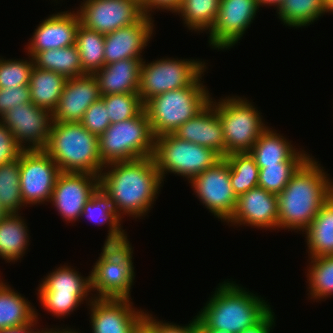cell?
Returning a JSON list of instances; mask_svg holds the SVG:
<instances>
[{
    "mask_svg": "<svg viewBox=\"0 0 333 333\" xmlns=\"http://www.w3.org/2000/svg\"><path fill=\"white\" fill-rule=\"evenodd\" d=\"M39 314L36 313V317L28 324L19 327H12L5 330H0V333H36L39 329L37 324H39L38 318Z\"/></svg>",
    "mask_w": 333,
    "mask_h": 333,
    "instance_id": "obj_47",
    "label": "cell"
},
{
    "mask_svg": "<svg viewBox=\"0 0 333 333\" xmlns=\"http://www.w3.org/2000/svg\"><path fill=\"white\" fill-rule=\"evenodd\" d=\"M36 290L44 310L58 318L70 316L84 300L89 305L94 299L91 293V272L83 277L81 272L79 274V271L68 264L60 265L48 273Z\"/></svg>",
    "mask_w": 333,
    "mask_h": 333,
    "instance_id": "obj_10",
    "label": "cell"
},
{
    "mask_svg": "<svg viewBox=\"0 0 333 333\" xmlns=\"http://www.w3.org/2000/svg\"><path fill=\"white\" fill-rule=\"evenodd\" d=\"M229 226H248L264 230H278V197L256 187L237 198V206Z\"/></svg>",
    "mask_w": 333,
    "mask_h": 333,
    "instance_id": "obj_19",
    "label": "cell"
},
{
    "mask_svg": "<svg viewBox=\"0 0 333 333\" xmlns=\"http://www.w3.org/2000/svg\"><path fill=\"white\" fill-rule=\"evenodd\" d=\"M283 1L284 0H258L260 7L274 6V10L275 9L277 10L279 8V6L283 3Z\"/></svg>",
    "mask_w": 333,
    "mask_h": 333,
    "instance_id": "obj_49",
    "label": "cell"
},
{
    "mask_svg": "<svg viewBox=\"0 0 333 333\" xmlns=\"http://www.w3.org/2000/svg\"><path fill=\"white\" fill-rule=\"evenodd\" d=\"M276 13L283 25L302 29L326 14V4L325 0H284Z\"/></svg>",
    "mask_w": 333,
    "mask_h": 333,
    "instance_id": "obj_32",
    "label": "cell"
},
{
    "mask_svg": "<svg viewBox=\"0 0 333 333\" xmlns=\"http://www.w3.org/2000/svg\"><path fill=\"white\" fill-rule=\"evenodd\" d=\"M50 333H80V331L76 329H71L70 327L63 328L62 326L55 328H46Z\"/></svg>",
    "mask_w": 333,
    "mask_h": 333,
    "instance_id": "obj_50",
    "label": "cell"
},
{
    "mask_svg": "<svg viewBox=\"0 0 333 333\" xmlns=\"http://www.w3.org/2000/svg\"><path fill=\"white\" fill-rule=\"evenodd\" d=\"M152 157L163 184L169 173L185 177L189 183L222 159L213 149L182 140L173 133L155 137Z\"/></svg>",
    "mask_w": 333,
    "mask_h": 333,
    "instance_id": "obj_9",
    "label": "cell"
},
{
    "mask_svg": "<svg viewBox=\"0 0 333 333\" xmlns=\"http://www.w3.org/2000/svg\"><path fill=\"white\" fill-rule=\"evenodd\" d=\"M7 283L0 278V330L28 324L37 313L36 307Z\"/></svg>",
    "mask_w": 333,
    "mask_h": 333,
    "instance_id": "obj_29",
    "label": "cell"
},
{
    "mask_svg": "<svg viewBox=\"0 0 333 333\" xmlns=\"http://www.w3.org/2000/svg\"><path fill=\"white\" fill-rule=\"evenodd\" d=\"M154 18L144 15L137 23L105 35V65L126 58H143L142 52L153 38Z\"/></svg>",
    "mask_w": 333,
    "mask_h": 333,
    "instance_id": "obj_20",
    "label": "cell"
},
{
    "mask_svg": "<svg viewBox=\"0 0 333 333\" xmlns=\"http://www.w3.org/2000/svg\"><path fill=\"white\" fill-rule=\"evenodd\" d=\"M8 214L7 211L0 205V221Z\"/></svg>",
    "mask_w": 333,
    "mask_h": 333,
    "instance_id": "obj_53",
    "label": "cell"
},
{
    "mask_svg": "<svg viewBox=\"0 0 333 333\" xmlns=\"http://www.w3.org/2000/svg\"><path fill=\"white\" fill-rule=\"evenodd\" d=\"M88 306L92 333H131L146 312L130 299L94 298Z\"/></svg>",
    "mask_w": 333,
    "mask_h": 333,
    "instance_id": "obj_18",
    "label": "cell"
},
{
    "mask_svg": "<svg viewBox=\"0 0 333 333\" xmlns=\"http://www.w3.org/2000/svg\"><path fill=\"white\" fill-rule=\"evenodd\" d=\"M326 13L333 14V0H325Z\"/></svg>",
    "mask_w": 333,
    "mask_h": 333,
    "instance_id": "obj_51",
    "label": "cell"
},
{
    "mask_svg": "<svg viewBox=\"0 0 333 333\" xmlns=\"http://www.w3.org/2000/svg\"><path fill=\"white\" fill-rule=\"evenodd\" d=\"M282 135L270 126L262 132L249 151L258 167L279 163H304L311 156L305 150L293 147L292 142Z\"/></svg>",
    "mask_w": 333,
    "mask_h": 333,
    "instance_id": "obj_24",
    "label": "cell"
},
{
    "mask_svg": "<svg viewBox=\"0 0 333 333\" xmlns=\"http://www.w3.org/2000/svg\"><path fill=\"white\" fill-rule=\"evenodd\" d=\"M258 0H220L215 24L208 33V44L219 51L233 48L255 20Z\"/></svg>",
    "mask_w": 333,
    "mask_h": 333,
    "instance_id": "obj_15",
    "label": "cell"
},
{
    "mask_svg": "<svg viewBox=\"0 0 333 333\" xmlns=\"http://www.w3.org/2000/svg\"><path fill=\"white\" fill-rule=\"evenodd\" d=\"M100 98V89L93 74L67 78L53 112V121L80 122L84 112Z\"/></svg>",
    "mask_w": 333,
    "mask_h": 333,
    "instance_id": "obj_22",
    "label": "cell"
},
{
    "mask_svg": "<svg viewBox=\"0 0 333 333\" xmlns=\"http://www.w3.org/2000/svg\"><path fill=\"white\" fill-rule=\"evenodd\" d=\"M75 9L81 25L101 34L137 23L145 14L140 0H83Z\"/></svg>",
    "mask_w": 333,
    "mask_h": 333,
    "instance_id": "obj_14",
    "label": "cell"
},
{
    "mask_svg": "<svg viewBox=\"0 0 333 333\" xmlns=\"http://www.w3.org/2000/svg\"><path fill=\"white\" fill-rule=\"evenodd\" d=\"M27 54L33 58L35 67L60 73L66 78L87 74L82 69L76 45L40 52H27Z\"/></svg>",
    "mask_w": 333,
    "mask_h": 333,
    "instance_id": "obj_31",
    "label": "cell"
},
{
    "mask_svg": "<svg viewBox=\"0 0 333 333\" xmlns=\"http://www.w3.org/2000/svg\"><path fill=\"white\" fill-rule=\"evenodd\" d=\"M307 283L308 299L325 301L333 295V255L308 258Z\"/></svg>",
    "mask_w": 333,
    "mask_h": 333,
    "instance_id": "obj_34",
    "label": "cell"
},
{
    "mask_svg": "<svg viewBox=\"0 0 333 333\" xmlns=\"http://www.w3.org/2000/svg\"><path fill=\"white\" fill-rule=\"evenodd\" d=\"M111 124L138 116L144 110L138 93H117L101 96Z\"/></svg>",
    "mask_w": 333,
    "mask_h": 333,
    "instance_id": "obj_38",
    "label": "cell"
},
{
    "mask_svg": "<svg viewBox=\"0 0 333 333\" xmlns=\"http://www.w3.org/2000/svg\"><path fill=\"white\" fill-rule=\"evenodd\" d=\"M36 333H50L46 328H41Z\"/></svg>",
    "mask_w": 333,
    "mask_h": 333,
    "instance_id": "obj_54",
    "label": "cell"
},
{
    "mask_svg": "<svg viewBox=\"0 0 333 333\" xmlns=\"http://www.w3.org/2000/svg\"><path fill=\"white\" fill-rule=\"evenodd\" d=\"M131 333H156L155 325L144 316L133 328Z\"/></svg>",
    "mask_w": 333,
    "mask_h": 333,
    "instance_id": "obj_48",
    "label": "cell"
},
{
    "mask_svg": "<svg viewBox=\"0 0 333 333\" xmlns=\"http://www.w3.org/2000/svg\"><path fill=\"white\" fill-rule=\"evenodd\" d=\"M274 309H271L258 323L254 326L246 328L241 333H271L272 329L276 326V318Z\"/></svg>",
    "mask_w": 333,
    "mask_h": 333,
    "instance_id": "obj_46",
    "label": "cell"
},
{
    "mask_svg": "<svg viewBox=\"0 0 333 333\" xmlns=\"http://www.w3.org/2000/svg\"><path fill=\"white\" fill-rule=\"evenodd\" d=\"M304 232L308 258L333 255V194Z\"/></svg>",
    "mask_w": 333,
    "mask_h": 333,
    "instance_id": "obj_28",
    "label": "cell"
},
{
    "mask_svg": "<svg viewBox=\"0 0 333 333\" xmlns=\"http://www.w3.org/2000/svg\"><path fill=\"white\" fill-rule=\"evenodd\" d=\"M67 78L50 70L33 67L29 80L32 103L49 112H54Z\"/></svg>",
    "mask_w": 333,
    "mask_h": 333,
    "instance_id": "obj_30",
    "label": "cell"
},
{
    "mask_svg": "<svg viewBox=\"0 0 333 333\" xmlns=\"http://www.w3.org/2000/svg\"><path fill=\"white\" fill-rule=\"evenodd\" d=\"M332 194L333 179L311 154L277 195L278 230L303 234Z\"/></svg>",
    "mask_w": 333,
    "mask_h": 333,
    "instance_id": "obj_2",
    "label": "cell"
},
{
    "mask_svg": "<svg viewBox=\"0 0 333 333\" xmlns=\"http://www.w3.org/2000/svg\"><path fill=\"white\" fill-rule=\"evenodd\" d=\"M203 59L161 58L146 63L140 69L138 94L143 103L158 94L190 86L208 66Z\"/></svg>",
    "mask_w": 333,
    "mask_h": 333,
    "instance_id": "obj_11",
    "label": "cell"
},
{
    "mask_svg": "<svg viewBox=\"0 0 333 333\" xmlns=\"http://www.w3.org/2000/svg\"><path fill=\"white\" fill-rule=\"evenodd\" d=\"M144 58H126L104 65L93 73L101 96L117 93H138L140 69Z\"/></svg>",
    "mask_w": 333,
    "mask_h": 333,
    "instance_id": "obj_25",
    "label": "cell"
},
{
    "mask_svg": "<svg viewBox=\"0 0 333 333\" xmlns=\"http://www.w3.org/2000/svg\"><path fill=\"white\" fill-rule=\"evenodd\" d=\"M22 151L12 132L0 121V165L17 159Z\"/></svg>",
    "mask_w": 333,
    "mask_h": 333,
    "instance_id": "obj_43",
    "label": "cell"
},
{
    "mask_svg": "<svg viewBox=\"0 0 333 333\" xmlns=\"http://www.w3.org/2000/svg\"><path fill=\"white\" fill-rule=\"evenodd\" d=\"M0 205L8 213H20L26 207L21 196L19 157L0 165Z\"/></svg>",
    "mask_w": 333,
    "mask_h": 333,
    "instance_id": "obj_37",
    "label": "cell"
},
{
    "mask_svg": "<svg viewBox=\"0 0 333 333\" xmlns=\"http://www.w3.org/2000/svg\"><path fill=\"white\" fill-rule=\"evenodd\" d=\"M100 187L110 196L119 217H145L158 199L162 179L152 156L105 165Z\"/></svg>",
    "mask_w": 333,
    "mask_h": 333,
    "instance_id": "obj_1",
    "label": "cell"
},
{
    "mask_svg": "<svg viewBox=\"0 0 333 333\" xmlns=\"http://www.w3.org/2000/svg\"><path fill=\"white\" fill-rule=\"evenodd\" d=\"M173 134L182 140L211 148L222 158L225 157L222 124L211 103L196 117L184 122Z\"/></svg>",
    "mask_w": 333,
    "mask_h": 333,
    "instance_id": "obj_23",
    "label": "cell"
},
{
    "mask_svg": "<svg viewBox=\"0 0 333 333\" xmlns=\"http://www.w3.org/2000/svg\"><path fill=\"white\" fill-rule=\"evenodd\" d=\"M145 316L155 325L156 333H200L196 315L189 321L190 323L185 325L162 321L155 318L147 310Z\"/></svg>",
    "mask_w": 333,
    "mask_h": 333,
    "instance_id": "obj_44",
    "label": "cell"
},
{
    "mask_svg": "<svg viewBox=\"0 0 333 333\" xmlns=\"http://www.w3.org/2000/svg\"><path fill=\"white\" fill-rule=\"evenodd\" d=\"M21 213H8L0 221V259L15 263L29 247V229Z\"/></svg>",
    "mask_w": 333,
    "mask_h": 333,
    "instance_id": "obj_27",
    "label": "cell"
},
{
    "mask_svg": "<svg viewBox=\"0 0 333 333\" xmlns=\"http://www.w3.org/2000/svg\"><path fill=\"white\" fill-rule=\"evenodd\" d=\"M80 123L90 133H93L97 136L104 133L105 130L111 125L107 113V107L101 98L90 105V107L84 112Z\"/></svg>",
    "mask_w": 333,
    "mask_h": 333,
    "instance_id": "obj_41",
    "label": "cell"
},
{
    "mask_svg": "<svg viewBox=\"0 0 333 333\" xmlns=\"http://www.w3.org/2000/svg\"><path fill=\"white\" fill-rule=\"evenodd\" d=\"M224 159L229 165L231 186L237 198L258 187L260 168L249 152L231 153Z\"/></svg>",
    "mask_w": 333,
    "mask_h": 333,
    "instance_id": "obj_35",
    "label": "cell"
},
{
    "mask_svg": "<svg viewBox=\"0 0 333 333\" xmlns=\"http://www.w3.org/2000/svg\"><path fill=\"white\" fill-rule=\"evenodd\" d=\"M84 217L95 225L109 226L104 244H124L130 241L121 225L123 220L117 214L110 196L100 186L84 205L80 218Z\"/></svg>",
    "mask_w": 333,
    "mask_h": 333,
    "instance_id": "obj_26",
    "label": "cell"
},
{
    "mask_svg": "<svg viewBox=\"0 0 333 333\" xmlns=\"http://www.w3.org/2000/svg\"><path fill=\"white\" fill-rule=\"evenodd\" d=\"M23 150H43L53 124V113L32 102L15 106L0 117Z\"/></svg>",
    "mask_w": 333,
    "mask_h": 333,
    "instance_id": "obj_16",
    "label": "cell"
},
{
    "mask_svg": "<svg viewBox=\"0 0 333 333\" xmlns=\"http://www.w3.org/2000/svg\"><path fill=\"white\" fill-rule=\"evenodd\" d=\"M133 248L124 244H104L91 269V290L94 298L131 299L135 283Z\"/></svg>",
    "mask_w": 333,
    "mask_h": 333,
    "instance_id": "obj_8",
    "label": "cell"
},
{
    "mask_svg": "<svg viewBox=\"0 0 333 333\" xmlns=\"http://www.w3.org/2000/svg\"><path fill=\"white\" fill-rule=\"evenodd\" d=\"M143 12L146 16L152 17V13L157 10L175 13L182 0H140ZM166 10V11H165Z\"/></svg>",
    "mask_w": 333,
    "mask_h": 333,
    "instance_id": "obj_45",
    "label": "cell"
},
{
    "mask_svg": "<svg viewBox=\"0 0 333 333\" xmlns=\"http://www.w3.org/2000/svg\"><path fill=\"white\" fill-rule=\"evenodd\" d=\"M20 188L25 206L50 202L61 172L44 150H23L19 156Z\"/></svg>",
    "mask_w": 333,
    "mask_h": 333,
    "instance_id": "obj_13",
    "label": "cell"
},
{
    "mask_svg": "<svg viewBox=\"0 0 333 333\" xmlns=\"http://www.w3.org/2000/svg\"><path fill=\"white\" fill-rule=\"evenodd\" d=\"M189 184L201 205L203 203L214 217L224 223L231 219L237 206V197L232 190L230 168L224 158L195 176Z\"/></svg>",
    "mask_w": 333,
    "mask_h": 333,
    "instance_id": "obj_12",
    "label": "cell"
},
{
    "mask_svg": "<svg viewBox=\"0 0 333 333\" xmlns=\"http://www.w3.org/2000/svg\"><path fill=\"white\" fill-rule=\"evenodd\" d=\"M303 163H279L259 167L258 187L275 195L280 194L293 174Z\"/></svg>",
    "mask_w": 333,
    "mask_h": 333,
    "instance_id": "obj_40",
    "label": "cell"
},
{
    "mask_svg": "<svg viewBox=\"0 0 333 333\" xmlns=\"http://www.w3.org/2000/svg\"><path fill=\"white\" fill-rule=\"evenodd\" d=\"M220 0H182L178 14L188 30L197 34L209 32L218 16ZM186 24V25H185Z\"/></svg>",
    "mask_w": 333,
    "mask_h": 333,
    "instance_id": "obj_33",
    "label": "cell"
},
{
    "mask_svg": "<svg viewBox=\"0 0 333 333\" xmlns=\"http://www.w3.org/2000/svg\"><path fill=\"white\" fill-rule=\"evenodd\" d=\"M104 42V34L90 30L80 24L75 45L80 55L82 69L87 74H93L104 67Z\"/></svg>",
    "mask_w": 333,
    "mask_h": 333,
    "instance_id": "obj_36",
    "label": "cell"
},
{
    "mask_svg": "<svg viewBox=\"0 0 333 333\" xmlns=\"http://www.w3.org/2000/svg\"><path fill=\"white\" fill-rule=\"evenodd\" d=\"M204 73L190 86L158 94L144 103L154 137L174 133L210 104L212 96L203 85Z\"/></svg>",
    "mask_w": 333,
    "mask_h": 333,
    "instance_id": "obj_5",
    "label": "cell"
},
{
    "mask_svg": "<svg viewBox=\"0 0 333 333\" xmlns=\"http://www.w3.org/2000/svg\"><path fill=\"white\" fill-rule=\"evenodd\" d=\"M26 59H4L0 56V88H17L29 85L31 71L34 67L30 55Z\"/></svg>",
    "mask_w": 333,
    "mask_h": 333,
    "instance_id": "obj_39",
    "label": "cell"
},
{
    "mask_svg": "<svg viewBox=\"0 0 333 333\" xmlns=\"http://www.w3.org/2000/svg\"><path fill=\"white\" fill-rule=\"evenodd\" d=\"M210 103L217 110L225 142V157L231 153L249 152L268 127L262 112L245 97L225 96Z\"/></svg>",
    "mask_w": 333,
    "mask_h": 333,
    "instance_id": "obj_6",
    "label": "cell"
},
{
    "mask_svg": "<svg viewBox=\"0 0 333 333\" xmlns=\"http://www.w3.org/2000/svg\"><path fill=\"white\" fill-rule=\"evenodd\" d=\"M40 22L32 38L25 45L26 52H40L75 45L77 30L81 24L77 11L56 12Z\"/></svg>",
    "mask_w": 333,
    "mask_h": 333,
    "instance_id": "obj_21",
    "label": "cell"
},
{
    "mask_svg": "<svg viewBox=\"0 0 333 333\" xmlns=\"http://www.w3.org/2000/svg\"><path fill=\"white\" fill-rule=\"evenodd\" d=\"M61 172L88 173L100 176L101 161L98 136L80 122H53L43 149Z\"/></svg>",
    "mask_w": 333,
    "mask_h": 333,
    "instance_id": "obj_4",
    "label": "cell"
},
{
    "mask_svg": "<svg viewBox=\"0 0 333 333\" xmlns=\"http://www.w3.org/2000/svg\"><path fill=\"white\" fill-rule=\"evenodd\" d=\"M229 280L218 283L216 290L198 311L199 329L241 333L258 323L272 309L261 295Z\"/></svg>",
    "mask_w": 333,
    "mask_h": 333,
    "instance_id": "obj_3",
    "label": "cell"
},
{
    "mask_svg": "<svg viewBox=\"0 0 333 333\" xmlns=\"http://www.w3.org/2000/svg\"><path fill=\"white\" fill-rule=\"evenodd\" d=\"M154 144L155 137L145 110L136 117L111 124L98 136L104 165L153 156Z\"/></svg>",
    "mask_w": 333,
    "mask_h": 333,
    "instance_id": "obj_7",
    "label": "cell"
},
{
    "mask_svg": "<svg viewBox=\"0 0 333 333\" xmlns=\"http://www.w3.org/2000/svg\"><path fill=\"white\" fill-rule=\"evenodd\" d=\"M200 333H228L220 329H199Z\"/></svg>",
    "mask_w": 333,
    "mask_h": 333,
    "instance_id": "obj_52",
    "label": "cell"
},
{
    "mask_svg": "<svg viewBox=\"0 0 333 333\" xmlns=\"http://www.w3.org/2000/svg\"><path fill=\"white\" fill-rule=\"evenodd\" d=\"M28 102H32L29 85L0 88V117L9 109Z\"/></svg>",
    "mask_w": 333,
    "mask_h": 333,
    "instance_id": "obj_42",
    "label": "cell"
},
{
    "mask_svg": "<svg viewBox=\"0 0 333 333\" xmlns=\"http://www.w3.org/2000/svg\"><path fill=\"white\" fill-rule=\"evenodd\" d=\"M100 186L98 175L60 172L50 203L67 223L79 221L84 205Z\"/></svg>",
    "mask_w": 333,
    "mask_h": 333,
    "instance_id": "obj_17",
    "label": "cell"
}]
</instances>
